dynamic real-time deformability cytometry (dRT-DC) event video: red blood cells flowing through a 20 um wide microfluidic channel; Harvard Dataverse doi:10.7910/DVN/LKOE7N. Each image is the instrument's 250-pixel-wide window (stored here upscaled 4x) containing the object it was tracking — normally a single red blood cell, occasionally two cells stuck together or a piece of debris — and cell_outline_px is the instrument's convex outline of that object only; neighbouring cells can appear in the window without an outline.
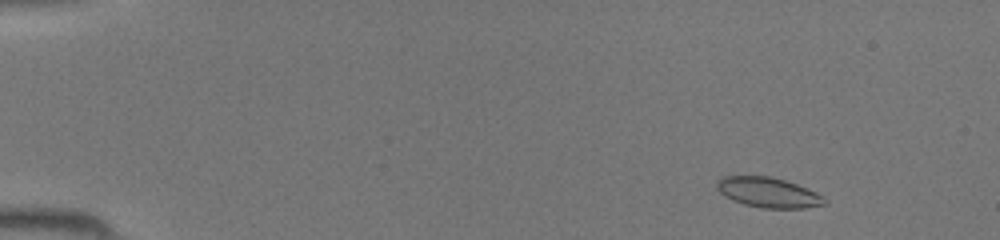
{"species": "common noctule bat (a hibernating species)", "species_latin": "Nyctalus noctula", "temperature_condition": "room temperature", "stored_images_in_passage": 45, "camera_frame_rate_fps": 3000, "um_per_image_px": 0.085, "animal": {"sex": "female", "body_mass_g": 19.5, "forearm_length_mm": 54.1}, "frame": {"image": 1, "passage_image": 4, "time_ms": 1.0, "image_size_px": [1000, 240], "cell_outline_px": [[828, 204], [804, 208], [760, 208], [744, 204], [732, 200], [724, 196], [716, 188], [716, 180], [724, 176], [772, 176], [796, 184], [816, 192], [824, 196], [828, 200]], "centroid_in_image_um": [65.31, 16.36], "position_along_channel_um": 19.7, "area_um2": 19.07}}
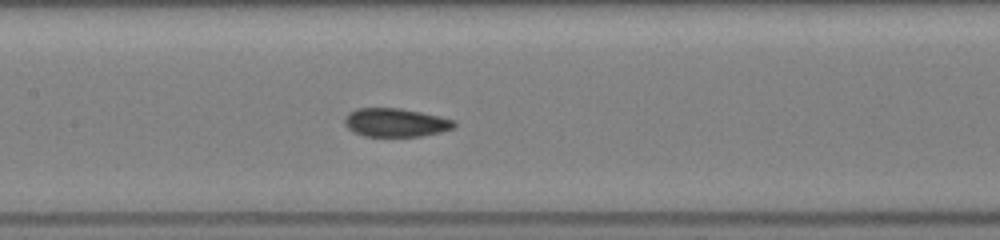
{"frame": {"image": 2, "passage_image": 22, "time_ms": 7.0, "image_size_px": [1000, 240], "cell_outline_px": [[456, 124], [452, 128], [440, 132], [420, 136], [364, 136], [352, 132], [344, 124], [344, 116], [348, 112], [356, 108], [400, 108], [440, 116], [456, 120]], "centroid_in_image_um": [33.59, 10.41], "position_along_channel_um": 173.8, "area_um2": 18.32}}
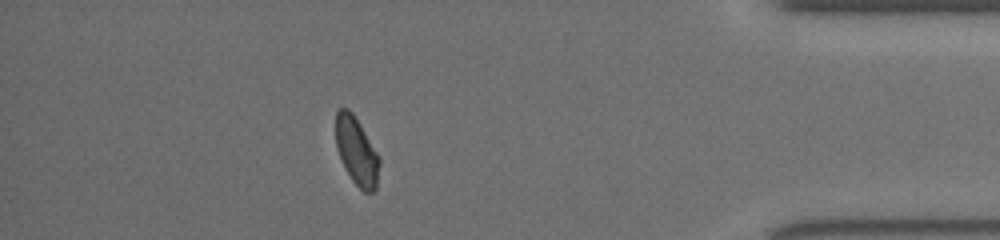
{"frame": {"image": 3, "passage_image": 40, "time_ms": 13.0, "image_size_px": [1000, 240], "cell_outline_px": [[380, 164], [376, 188], [372, 192], [364, 192], [352, 180], [344, 168], [336, 148], [336, 112], [340, 108], [348, 108], [352, 112], [360, 124], [380, 156]], "centroid_in_image_um": [30.32, 12.85], "position_along_channel_um": 404.9, "area_um2": 17.34}}